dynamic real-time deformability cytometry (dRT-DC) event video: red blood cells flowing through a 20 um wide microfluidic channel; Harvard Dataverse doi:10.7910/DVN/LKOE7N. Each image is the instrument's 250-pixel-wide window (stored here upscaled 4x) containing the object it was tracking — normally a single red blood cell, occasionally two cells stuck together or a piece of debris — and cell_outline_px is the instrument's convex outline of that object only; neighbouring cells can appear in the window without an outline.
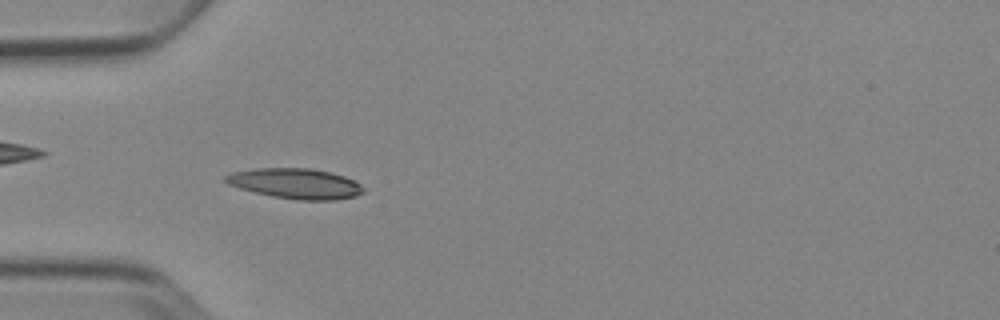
{"species": "Egyptian fruit bat (a non-hibernating species)", "species_latin": "Rousettus aegyptiacus", "temperature_condition": "cold", "stored_images_in_passage": 43, "camera_frame_rate_fps": 3000, "um_per_image_px": 0.085, "animal": {"sex": "female"}, "frame": {"image": 1, "passage_image": 10, "time_ms": 3.0, "image_size_px": [1000, 320], "cell_outline_px": [[364, 192], [356, 196], [336, 200], [296, 200], [272, 196], [240, 188], [228, 184], [224, 180], [224, 176], [232, 172], [256, 168], [312, 168], [344, 176], [360, 184], [364, 188]], "centroid_in_image_um": [25.12, 15.6], "position_along_channel_um": 59.9, "area_um2": 24.28}}
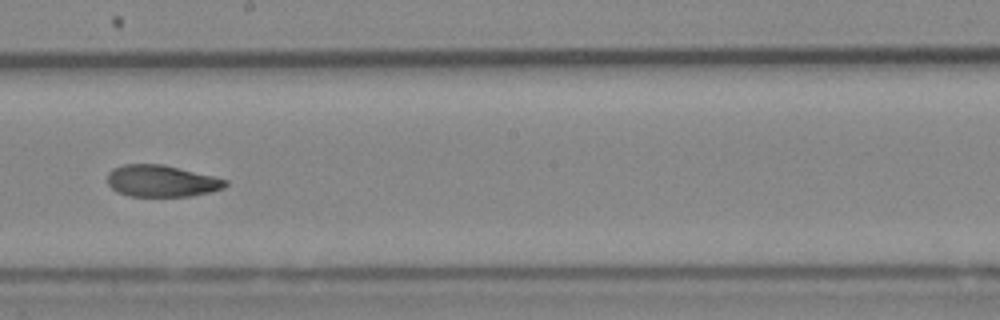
{"frame": {"image": 2, "passage_image": 24, "time_ms": 7.667, "image_size_px": [1000, 320], "cell_outline_px": [[228, 184], [224, 188], [192, 196], [128, 196], [116, 192], [108, 184], [108, 172], [112, 168], [124, 164], [164, 164], [228, 180]], "centroid_in_image_um": [13.7, 15.38], "position_along_channel_um": 234.5, "area_um2": 21.85}}
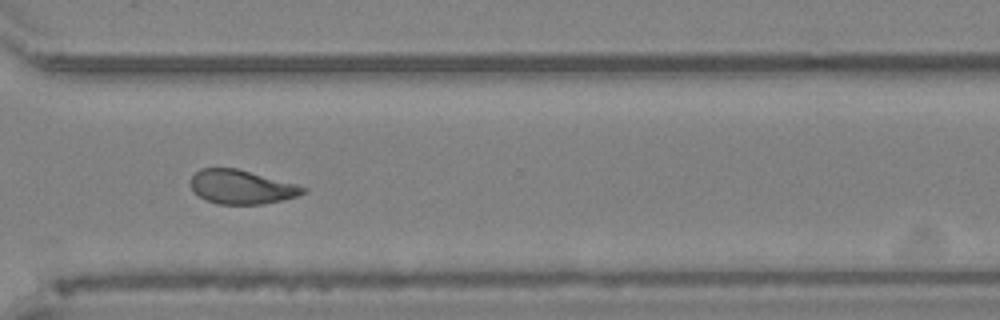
{"frame": {"image": 3, "passage_image": 33, "time_ms": 10.667, "image_size_px": [1000, 320], "cell_outline_px": [[308, 188], [304, 192], [296, 196], [284, 200], [264, 204], [216, 204], [204, 200], [192, 192], [192, 176], [200, 168], [236, 168], [296, 184]], "centroid_in_image_um": [20.5, 15.9], "position_along_channel_um": 350.1, "area_um2": 22.25}, "authors_computed_cell_mechanics": {"area_um2": 22.3108, "velocity_mm_per_s": 3.8548, "shape_relaxation_time_tau1_ms": 8.188, "shape_relaxation_time_tau2_ms": 4.0379, "deformation_change_tau1": 0.1976, "deformation_change_tau2": 0.1096}}